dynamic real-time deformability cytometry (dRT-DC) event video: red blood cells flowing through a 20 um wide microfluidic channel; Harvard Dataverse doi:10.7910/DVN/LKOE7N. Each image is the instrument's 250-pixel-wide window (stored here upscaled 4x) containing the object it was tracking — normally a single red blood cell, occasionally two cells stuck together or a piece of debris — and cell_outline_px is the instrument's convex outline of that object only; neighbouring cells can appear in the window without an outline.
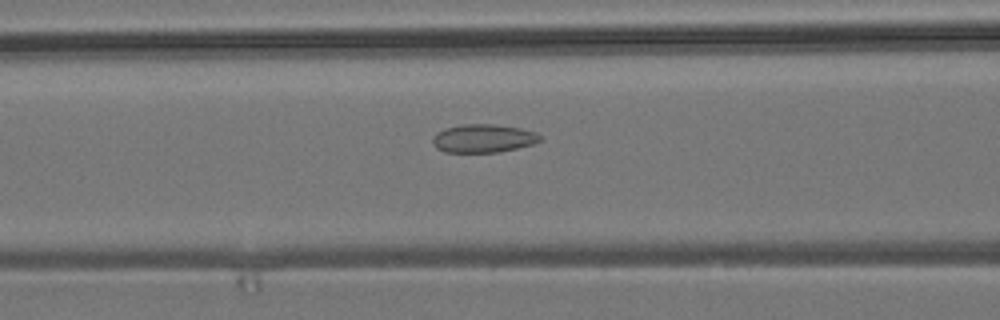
{"species": "common noctule bat (a hibernating species)", "species_latin": "Nyctalus noctula", "temperature_condition": "room temperature", "stored_images_in_passage": 49, "camera_frame_rate_fps": 3000, "um_per_image_px": 0.085, "animal": {"sex": "male", "body_mass_g": 19.2, "forearm_length_mm": 51.8}, "frame": {"image": 1, "passage_image": 17, "time_ms": 5.333, "image_size_px": [1000, 320], "cell_outline_px": [[540, 140], [532, 144], [500, 152], [444, 152], [436, 148], [432, 144], [432, 136], [436, 132], [444, 128], [460, 124], [492, 124], [520, 128], [536, 132], [540, 136]], "centroid_in_image_um": [41.01, 11.76], "position_along_channel_um": 125.6, "area_um2": 17.8}}
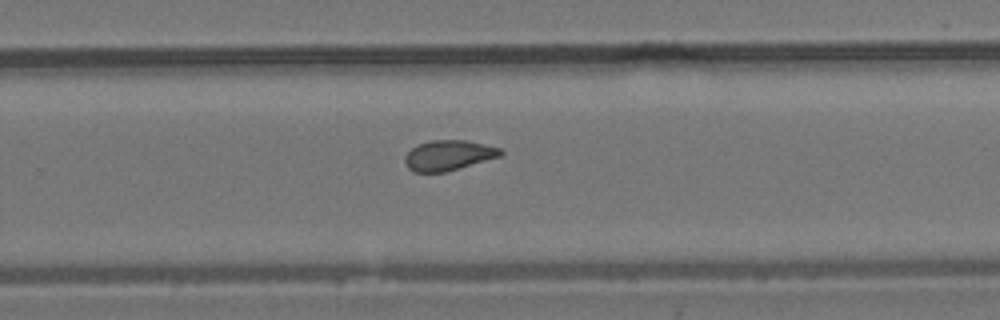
{"frame": {"image": 2, "passage_image": 30, "time_ms": 9.667, "image_size_px": [1000, 320], "cell_outline_px": [[504, 152], [500, 156], [460, 168], [444, 172], [412, 172], [408, 168], [404, 160], [404, 156], [412, 148], [420, 144], [432, 140], [464, 140], [484, 144], [500, 148]], "centroid_in_image_um": [38.11, 13.21], "position_along_channel_um": 291.7, "area_um2": 16.7}}
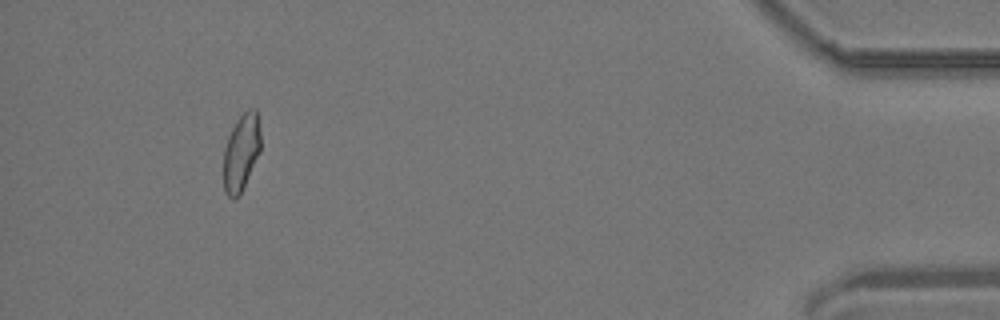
{"frame": {"image": 3, "passage_image": 45, "time_ms": 14.667, "image_size_px": [1000, 320], "cell_outline_px": [[260, 152], [240, 196], [232, 200], [224, 192], [224, 148], [228, 136], [236, 120], [248, 108], [256, 108], [260, 132]], "centroid_in_image_um": [20.5, 12.97], "position_along_channel_um": 414.7, "area_um2": 16.82}, "authors_computed_cell_mechanics": {"area_um2": 17.34, "velocity_mm_per_s": 3.8556, "shape_relaxation_time_tau1_ms": null, "shape_relaxation_time_tau2_ms": 1.877, "deformation_change_tau1": null, "deformation_change_tau2": 0.0818}}